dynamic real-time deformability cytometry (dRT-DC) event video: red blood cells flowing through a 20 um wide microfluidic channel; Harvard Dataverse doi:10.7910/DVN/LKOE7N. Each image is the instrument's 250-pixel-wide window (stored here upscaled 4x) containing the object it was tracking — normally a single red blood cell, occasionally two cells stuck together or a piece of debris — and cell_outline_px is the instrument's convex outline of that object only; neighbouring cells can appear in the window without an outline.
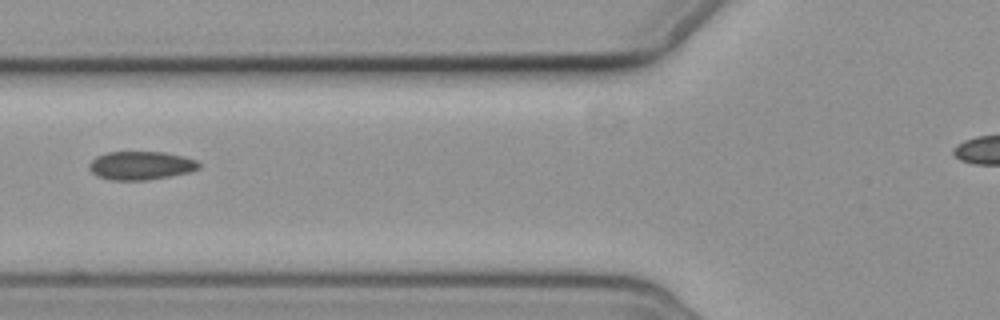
{"species": "common noctule bat (a hibernating species)", "species_latin": "Nyctalus noctula", "temperature_condition": "cold", "stored_images_in_passage": 2, "camera_frame_rate_fps": 3000, "um_per_image_px": 0.085, "animal": {"sex": "female", "body_mass_g": 19.3, "forearm_length_mm": 54.1}, "frame": {"image": 1, "passage_image": 2, "time_ms": 1.333, "image_size_px": [1000, 320], "cell_outline_px": [[200, 168], [188, 172], [148, 180], [108, 180], [96, 176], [88, 168], [88, 164], [96, 156], [108, 152], [164, 152], [184, 156], [196, 160], [200, 164]], "centroid_in_image_um": [11.94, 14.07], "position_along_channel_um": 113.9, "area_um2": 18.26}}